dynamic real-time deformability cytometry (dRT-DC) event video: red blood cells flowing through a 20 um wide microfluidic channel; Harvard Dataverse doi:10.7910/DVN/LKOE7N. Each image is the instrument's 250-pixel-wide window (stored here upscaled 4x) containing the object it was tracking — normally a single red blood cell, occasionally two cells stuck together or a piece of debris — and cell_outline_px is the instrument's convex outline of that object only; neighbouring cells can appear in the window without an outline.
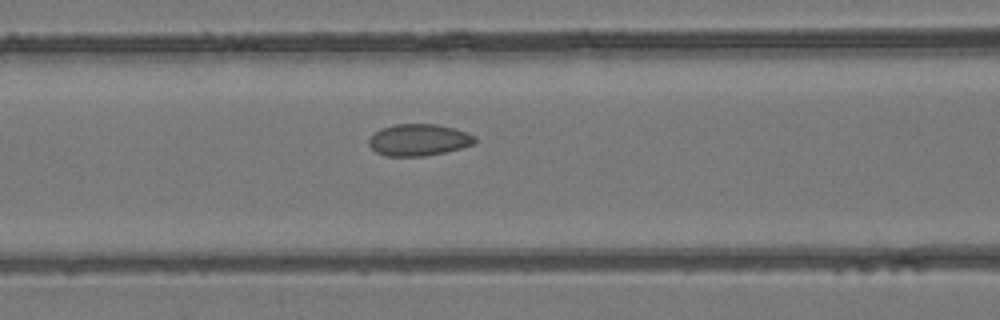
{"species": "common noctule bat (a hibernating species)", "species_latin": "Nyctalus noctula", "temperature_condition": "room temperature", "stored_images_in_passage": 14, "camera_frame_rate_fps": 3000, "um_per_image_px": 0.085, "animal": {"sex": "female", "body_mass_g": 24.6, "forearm_length_mm": 56.2}, "frame": {"image": 1, "passage_image": 10, "time_ms": 3.0, "image_size_px": [1000, 320], "cell_outline_px": [[476, 140], [472, 144], [460, 148], [444, 152], [424, 156], [384, 156], [376, 152], [368, 144], [368, 140], [376, 132], [384, 128], [396, 124], [436, 124], [452, 128], [476, 136]], "centroid_in_image_um": [35.57, 11.9], "position_along_channel_um": 131.0, "area_um2": 19.31}}